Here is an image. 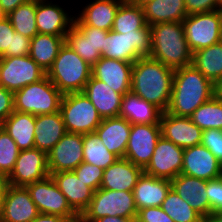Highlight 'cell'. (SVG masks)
<instances>
[{"mask_svg":"<svg viewBox=\"0 0 222 222\" xmlns=\"http://www.w3.org/2000/svg\"><path fill=\"white\" fill-rule=\"evenodd\" d=\"M174 71L151 57L138 58L132 67L131 91L166 112L171 100Z\"/></svg>","mask_w":222,"mask_h":222,"instance_id":"6da1fadb","label":"cell"},{"mask_svg":"<svg viewBox=\"0 0 222 222\" xmlns=\"http://www.w3.org/2000/svg\"><path fill=\"white\" fill-rule=\"evenodd\" d=\"M214 96V83L192 64L175 69L167 113L190 117L204 102Z\"/></svg>","mask_w":222,"mask_h":222,"instance_id":"7a4b0ae2","label":"cell"},{"mask_svg":"<svg viewBox=\"0 0 222 222\" xmlns=\"http://www.w3.org/2000/svg\"><path fill=\"white\" fill-rule=\"evenodd\" d=\"M150 30L149 57L174 70L191 65L193 52L187 44L182 22L157 23Z\"/></svg>","mask_w":222,"mask_h":222,"instance_id":"3957f363","label":"cell"},{"mask_svg":"<svg viewBox=\"0 0 222 222\" xmlns=\"http://www.w3.org/2000/svg\"><path fill=\"white\" fill-rule=\"evenodd\" d=\"M46 75L63 95L77 93L83 91L92 76V66L65 42Z\"/></svg>","mask_w":222,"mask_h":222,"instance_id":"277c9868","label":"cell"},{"mask_svg":"<svg viewBox=\"0 0 222 222\" xmlns=\"http://www.w3.org/2000/svg\"><path fill=\"white\" fill-rule=\"evenodd\" d=\"M14 108L18 112L33 115L53 114L60 111L63 94L45 75L13 93Z\"/></svg>","mask_w":222,"mask_h":222,"instance_id":"5b68a950","label":"cell"},{"mask_svg":"<svg viewBox=\"0 0 222 222\" xmlns=\"http://www.w3.org/2000/svg\"><path fill=\"white\" fill-rule=\"evenodd\" d=\"M137 214L133 192L99 188L80 219L83 222H93L104 216L137 218Z\"/></svg>","mask_w":222,"mask_h":222,"instance_id":"8992f818","label":"cell"},{"mask_svg":"<svg viewBox=\"0 0 222 222\" xmlns=\"http://www.w3.org/2000/svg\"><path fill=\"white\" fill-rule=\"evenodd\" d=\"M60 113L66 131L70 133L95 132L103 120L95 106L82 92L64 94Z\"/></svg>","mask_w":222,"mask_h":222,"instance_id":"52a82bcc","label":"cell"},{"mask_svg":"<svg viewBox=\"0 0 222 222\" xmlns=\"http://www.w3.org/2000/svg\"><path fill=\"white\" fill-rule=\"evenodd\" d=\"M151 54V30L146 25L138 32L120 34L109 31L105 39V53L102 57L134 63L138 58Z\"/></svg>","mask_w":222,"mask_h":222,"instance_id":"ba28073f","label":"cell"},{"mask_svg":"<svg viewBox=\"0 0 222 222\" xmlns=\"http://www.w3.org/2000/svg\"><path fill=\"white\" fill-rule=\"evenodd\" d=\"M182 24L193 53L222 41V11L189 14Z\"/></svg>","mask_w":222,"mask_h":222,"instance_id":"9c48e42d","label":"cell"},{"mask_svg":"<svg viewBox=\"0 0 222 222\" xmlns=\"http://www.w3.org/2000/svg\"><path fill=\"white\" fill-rule=\"evenodd\" d=\"M25 187L39 213L59 215L67 219H80V216L70 207L65 195L57 187L51 176Z\"/></svg>","mask_w":222,"mask_h":222,"instance_id":"30bf717a","label":"cell"},{"mask_svg":"<svg viewBox=\"0 0 222 222\" xmlns=\"http://www.w3.org/2000/svg\"><path fill=\"white\" fill-rule=\"evenodd\" d=\"M45 75L29 55L0 58V86L13 93Z\"/></svg>","mask_w":222,"mask_h":222,"instance_id":"8fae6325","label":"cell"},{"mask_svg":"<svg viewBox=\"0 0 222 222\" xmlns=\"http://www.w3.org/2000/svg\"><path fill=\"white\" fill-rule=\"evenodd\" d=\"M184 149L162 135L157 141L150 162L143 169L153 177L172 180L182 171Z\"/></svg>","mask_w":222,"mask_h":222,"instance_id":"7c38bea8","label":"cell"},{"mask_svg":"<svg viewBox=\"0 0 222 222\" xmlns=\"http://www.w3.org/2000/svg\"><path fill=\"white\" fill-rule=\"evenodd\" d=\"M160 137V124H132L124 158L144 169Z\"/></svg>","mask_w":222,"mask_h":222,"instance_id":"4fadbf2b","label":"cell"},{"mask_svg":"<svg viewBox=\"0 0 222 222\" xmlns=\"http://www.w3.org/2000/svg\"><path fill=\"white\" fill-rule=\"evenodd\" d=\"M50 176L47 154L37 148L20 150L13 172L7 178L12 186H26Z\"/></svg>","mask_w":222,"mask_h":222,"instance_id":"5bb4252c","label":"cell"},{"mask_svg":"<svg viewBox=\"0 0 222 222\" xmlns=\"http://www.w3.org/2000/svg\"><path fill=\"white\" fill-rule=\"evenodd\" d=\"M83 162V134L67 132L47 153L49 173L73 171Z\"/></svg>","mask_w":222,"mask_h":222,"instance_id":"9a60e30c","label":"cell"},{"mask_svg":"<svg viewBox=\"0 0 222 222\" xmlns=\"http://www.w3.org/2000/svg\"><path fill=\"white\" fill-rule=\"evenodd\" d=\"M39 214L26 187L8 185L0 211L1 221L31 222Z\"/></svg>","mask_w":222,"mask_h":222,"instance_id":"2e32d148","label":"cell"},{"mask_svg":"<svg viewBox=\"0 0 222 222\" xmlns=\"http://www.w3.org/2000/svg\"><path fill=\"white\" fill-rule=\"evenodd\" d=\"M181 174L214 180L222 175V164L215 158L212 152L200 145L184 149Z\"/></svg>","mask_w":222,"mask_h":222,"instance_id":"e0dca14e","label":"cell"},{"mask_svg":"<svg viewBox=\"0 0 222 222\" xmlns=\"http://www.w3.org/2000/svg\"><path fill=\"white\" fill-rule=\"evenodd\" d=\"M160 126L161 135L183 149L201 144L203 130L190 117L162 112Z\"/></svg>","mask_w":222,"mask_h":222,"instance_id":"ac0fdd59","label":"cell"},{"mask_svg":"<svg viewBox=\"0 0 222 222\" xmlns=\"http://www.w3.org/2000/svg\"><path fill=\"white\" fill-rule=\"evenodd\" d=\"M53 1L37 0L36 25L38 33L66 37L74 24L75 16ZM73 16V17H72Z\"/></svg>","mask_w":222,"mask_h":222,"instance_id":"d6986e66","label":"cell"},{"mask_svg":"<svg viewBox=\"0 0 222 222\" xmlns=\"http://www.w3.org/2000/svg\"><path fill=\"white\" fill-rule=\"evenodd\" d=\"M133 63L101 57L92 66V77L103 81L113 91L125 95L131 91Z\"/></svg>","mask_w":222,"mask_h":222,"instance_id":"ffe728a7","label":"cell"},{"mask_svg":"<svg viewBox=\"0 0 222 222\" xmlns=\"http://www.w3.org/2000/svg\"><path fill=\"white\" fill-rule=\"evenodd\" d=\"M50 176L65 195L70 207L81 216L90 205L95 191L84 184L74 171L50 173Z\"/></svg>","mask_w":222,"mask_h":222,"instance_id":"44dd1931","label":"cell"},{"mask_svg":"<svg viewBox=\"0 0 222 222\" xmlns=\"http://www.w3.org/2000/svg\"><path fill=\"white\" fill-rule=\"evenodd\" d=\"M171 188L204 219L211 215L207 180L179 174L171 180Z\"/></svg>","mask_w":222,"mask_h":222,"instance_id":"7402d4cb","label":"cell"},{"mask_svg":"<svg viewBox=\"0 0 222 222\" xmlns=\"http://www.w3.org/2000/svg\"><path fill=\"white\" fill-rule=\"evenodd\" d=\"M82 93L92 102L102 119L119 116L123 94L113 91L103 81L91 76Z\"/></svg>","mask_w":222,"mask_h":222,"instance_id":"603a6c76","label":"cell"},{"mask_svg":"<svg viewBox=\"0 0 222 222\" xmlns=\"http://www.w3.org/2000/svg\"><path fill=\"white\" fill-rule=\"evenodd\" d=\"M143 172V168L134 165L128 159L118 158L104 170L100 188L133 192Z\"/></svg>","mask_w":222,"mask_h":222,"instance_id":"cb8c5ba5","label":"cell"},{"mask_svg":"<svg viewBox=\"0 0 222 222\" xmlns=\"http://www.w3.org/2000/svg\"><path fill=\"white\" fill-rule=\"evenodd\" d=\"M132 124L120 116L104 118L95 132L109 152L124 158Z\"/></svg>","mask_w":222,"mask_h":222,"instance_id":"d4e9b609","label":"cell"},{"mask_svg":"<svg viewBox=\"0 0 222 222\" xmlns=\"http://www.w3.org/2000/svg\"><path fill=\"white\" fill-rule=\"evenodd\" d=\"M170 189V180L153 177L143 172L133 190L137 210L161 207Z\"/></svg>","mask_w":222,"mask_h":222,"instance_id":"484cf974","label":"cell"},{"mask_svg":"<svg viewBox=\"0 0 222 222\" xmlns=\"http://www.w3.org/2000/svg\"><path fill=\"white\" fill-rule=\"evenodd\" d=\"M34 133L35 148L47 154L67 133L60 111L35 115Z\"/></svg>","mask_w":222,"mask_h":222,"instance_id":"4316f807","label":"cell"},{"mask_svg":"<svg viewBox=\"0 0 222 222\" xmlns=\"http://www.w3.org/2000/svg\"><path fill=\"white\" fill-rule=\"evenodd\" d=\"M162 111L132 91L123 95L119 116L131 124H160Z\"/></svg>","mask_w":222,"mask_h":222,"instance_id":"83f0119b","label":"cell"},{"mask_svg":"<svg viewBox=\"0 0 222 222\" xmlns=\"http://www.w3.org/2000/svg\"><path fill=\"white\" fill-rule=\"evenodd\" d=\"M125 0H95L86 4L78 19L85 25L111 31L119 6Z\"/></svg>","mask_w":222,"mask_h":222,"instance_id":"f1b7e54d","label":"cell"},{"mask_svg":"<svg viewBox=\"0 0 222 222\" xmlns=\"http://www.w3.org/2000/svg\"><path fill=\"white\" fill-rule=\"evenodd\" d=\"M147 25L183 22L187 17L185 0H152L142 6Z\"/></svg>","mask_w":222,"mask_h":222,"instance_id":"f546056e","label":"cell"},{"mask_svg":"<svg viewBox=\"0 0 222 222\" xmlns=\"http://www.w3.org/2000/svg\"><path fill=\"white\" fill-rule=\"evenodd\" d=\"M1 126L20 150L35 148V115L14 110Z\"/></svg>","mask_w":222,"mask_h":222,"instance_id":"4dcf8cb0","label":"cell"},{"mask_svg":"<svg viewBox=\"0 0 222 222\" xmlns=\"http://www.w3.org/2000/svg\"><path fill=\"white\" fill-rule=\"evenodd\" d=\"M65 38L38 33L31 39L29 56L45 73L52 67Z\"/></svg>","mask_w":222,"mask_h":222,"instance_id":"1f68e13d","label":"cell"},{"mask_svg":"<svg viewBox=\"0 0 222 222\" xmlns=\"http://www.w3.org/2000/svg\"><path fill=\"white\" fill-rule=\"evenodd\" d=\"M191 64L215 83L222 77V41L195 51Z\"/></svg>","mask_w":222,"mask_h":222,"instance_id":"d6a6232c","label":"cell"},{"mask_svg":"<svg viewBox=\"0 0 222 222\" xmlns=\"http://www.w3.org/2000/svg\"><path fill=\"white\" fill-rule=\"evenodd\" d=\"M147 25L143 8L128 3L126 0L119 6L112 31L120 34L138 32Z\"/></svg>","mask_w":222,"mask_h":222,"instance_id":"836d02e7","label":"cell"},{"mask_svg":"<svg viewBox=\"0 0 222 222\" xmlns=\"http://www.w3.org/2000/svg\"><path fill=\"white\" fill-rule=\"evenodd\" d=\"M117 159L115 154L108 151L96 132L83 134V162L105 170Z\"/></svg>","mask_w":222,"mask_h":222,"instance_id":"e575fe53","label":"cell"},{"mask_svg":"<svg viewBox=\"0 0 222 222\" xmlns=\"http://www.w3.org/2000/svg\"><path fill=\"white\" fill-rule=\"evenodd\" d=\"M37 0H29L19 5L14 11L10 12L6 17L12 24L15 32L32 39L38 34L36 25Z\"/></svg>","mask_w":222,"mask_h":222,"instance_id":"d590c367","label":"cell"},{"mask_svg":"<svg viewBox=\"0 0 222 222\" xmlns=\"http://www.w3.org/2000/svg\"><path fill=\"white\" fill-rule=\"evenodd\" d=\"M190 119L203 131L208 129L222 130V101L213 96L199 106Z\"/></svg>","mask_w":222,"mask_h":222,"instance_id":"8d00e7d4","label":"cell"},{"mask_svg":"<svg viewBox=\"0 0 222 222\" xmlns=\"http://www.w3.org/2000/svg\"><path fill=\"white\" fill-rule=\"evenodd\" d=\"M161 208L174 220V222H201L204 219L172 188L162 202Z\"/></svg>","mask_w":222,"mask_h":222,"instance_id":"74e56055","label":"cell"},{"mask_svg":"<svg viewBox=\"0 0 222 222\" xmlns=\"http://www.w3.org/2000/svg\"><path fill=\"white\" fill-rule=\"evenodd\" d=\"M65 42L90 66H93L102 57L101 53L95 50L90 39L86 38L74 24L67 33Z\"/></svg>","mask_w":222,"mask_h":222,"instance_id":"f35d334b","label":"cell"},{"mask_svg":"<svg viewBox=\"0 0 222 222\" xmlns=\"http://www.w3.org/2000/svg\"><path fill=\"white\" fill-rule=\"evenodd\" d=\"M20 149L0 125V174L9 177L13 172Z\"/></svg>","mask_w":222,"mask_h":222,"instance_id":"ab89813d","label":"cell"},{"mask_svg":"<svg viewBox=\"0 0 222 222\" xmlns=\"http://www.w3.org/2000/svg\"><path fill=\"white\" fill-rule=\"evenodd\" d=\"M73 171L84 184L92 188L94 191L100 188L104 169H101L96 165L82 162Z\"/></svg>","mask_w":222,"mask_h":222,"instance_id":"60d3db41","label":"cell"},{"mask_svg":"<svg viewBox=\"0 0 222 222\" xmlns=\"http://www.w3.org/2000/svg\"><path fill=\"white\" fill-rule=\"evenodd\" d=\"M75 17L76 18L74 19V25L86 38L90 39L91 44L93 45L95 50H98L101 55H103L105 53V39L109 31L85 25L77 18V16Z\"/></svg>","mask_w":222,"mask_h":222,"instance_id":"b9f144b4","label":"cell"},{"mask_svg":"<svg viewBox=\"0 0 222 222\" xmlns=\"http://www.w3.org/2000/svg\"><path fill=\"white\" fill-rule=\"evenodd\" d=\"M201 145L208 148L222 164V130L208 129L203 131Z\"/></svg>","mask_w":222,"mask_h":222,"instance_id":"7bdbcfd3","label":"cell"},{"mask_svg":"<svg viewBox=\"0 0 222 222\" xmlns=\"http://www.w3.org/2000/svg\"><path fill=\"white\" fill-rule=\"evenodd\" d=\"M206 193L212 214H222V177L207 181Z\"/></svg>","mask_w":222,"mask_h":222,"instance_id":"ee69618b","label":"cell"},{"mask_svg":"<svg viewBox=\"0 0 222 222\" xmlns=\"http://www.w3.org/2000/svg\"><path fill=\"white\" fill-rule=\"evenodd\" d=\"M15 30L9 19L0 20V58L11 57V42Z\"/></svg>","mask_w":222,"mask_h":222,"instance_id":"f6af8a7d","label":"cell"},{"mask_svg":"<svg viewBox=\"0 0 222 222\" xmlns=\"http://www.w3.org/2000/svg\"><path fill=\"white\" fill-rule=\"evenodd\" d=\"M136 222H174L161 207H147L140 209Z\"/></svg>","mask_w":222,"mask_h":222,"instance_id":"bcb514c9","label":"cell"},{"mask_svg":"<svg viewBox=\"0 0 222 222\" xmlns=\"http://www.w3.org/2000/svg\"><path fill=\"white\" fill-rule=\"evenodd\" d=\"M14 95L0 86V125L14 112Z\"/></svg>","mask_w":222,"mask_h":222,"instance_id":"7dc6e473","label":"cell"},{"mask_svg":"<svg viewBox=\"0 0 222 222\" xmlns=\"http://www.w3.org/2000/svg\"><path fill=\"white\" fill-rule=\"evenodd\" d=\"M31 47V39L15 32L11 42V57H19L29 55Z\"/></svg>","mask_w":222,"mask_h":222,"instance_id":"c3c4849f","label":"cell"},{"mask_svg":"<svg viewBox=\"0 0 222 222\" xmlns=\"http://www.w3.org/2000/svg\"><path fill=\"white\" fill-rule=\"evenodd\" d=\"M185 6L188 15L218 10L217 0H185Z\"/></svg>","mask_w":222,"mask_h":222,"instance_id":"681fc988","label":"cell"},{"mask_svg":"<svg viewBox=\"0 0 222 222\" xmlns=\"http://www.w3.org/2000/svg\"><path fill=\"white\" fill-rule=\"evenodd\" d=\"M79 219H67L59 215L42 214L40 213L31 222H74Z\"/></svg>","mask_w":222,"mask_h":222,"instance_id":"f907efd6","label":"cell"},{"mask_svg":"<svg viewBox=\"0 0 222 222\" xmlns=\"http://www.w3.org/2000/svg\"><path fill=\"white\" fill-rule=\"evenodd\" d=\"M29 0H0V6L2 11L6 14V16L14 11L19 5H22Z\"/></svg>","mask_w":222,"mask_h":222,"instance_id":"816d5d0a","label":"cell"},{"mask_svg":"<svg viewBox=\"0 0 222 222\" xmlns=\"http://www.w3.org/2000/svg\"><path fill=\"white\" fill-rule=\"evenodd\" d=\"M93 222H136V218H125L118 216H104Z\"/></svg>","mask_w":222,"mask_h":222,"instance_id":"f5cc1de1","label":"cell"},{"mask_svg":"<svg viewBox=\"0 0 222 222\" xmlns=\"http://www.w3.org/2000/svg\"><path fill=\"white\" fill-rule=\"evenodd\" d=\"M8 185H9V183H8L7 177L0 174V211H1V208L3 205L4 196H5V192H6Z\"/></svg>","mask_w":222,"mask_h":222,"instance_id":"db71d44e","label":"cell"},{"mask_svg":"<svg viewBox=\"0 0 222 222\" xmlns=\"http://www.w3.org/2000/svg\"><path fill=\"white\" fill-rule=\"evenodd\" d=\"M214 96L222 101V77L214 83Z\"/></svg>","mask_w":222,"mask_h":222,"instance_id":"11a10c76","label":"cell"},{"mask_svg":"<svg viewBox=\"0 0 222 222\" xmlns=\"http://www.w3.org/2000/svg\"><path fill=\"white\" fill-rule=\"evenodd\" d=\"M206 222H222V214H212L205 218Z\"/></svg>","mask_w":222,"mask_h":222,"instance_id":"9f6ffc18","label":"cell"},{"mask_svg":"<svg viewBox=\"0 0 222 222\" xmlns=\"http://www.w3.org/2000/svg\"><path fill=\"white\" fill-rule=\"evenodd\" d=\"M128 3L133 4V5H137V6H143L145 5L147 2L152 1V0H126Z\"/></svg>","mask_w":222,"mask_h":222,"instance_id":"6f0895ef","label":"cell"},{"mask_svg":"<svg viewBox=\"0 0 222 222\" xmlns=\"http://www.w3.org/2000/svg\"><path fill=\"white\" fill-rule=\"evenodd\" d=\"M217 8L219 11H222V0H217Z\"/></svg>","mask_w":222,"mask_h":222,"instance_id":"680465c9","label":"cell"},{"mask_svg":"<svg viewBox=\"0 0 222 222\" xmlns=\"http://www.w3.org/2000/svg\"><path fill=\"white\" fill-rule=\"evenodd\" d=\"M6 17V14L2 11V8L0 6V20H3Z\"/></svg>","mask_w":222,"mask_h":222,"instance_id":"91938a15","label":"cell"},{"mask_svg":"<svg viewBox=\"0 0 222 222\" xmlns=\"http://www.w3.org/2000/svg\"><path fill=\"white\" fill-rule=\"evenodd\" d=\"M74 222H83L81 219L77 220V221H74Z\"/></svg>","mask_w":222,"mask_h":222,"instance_id":"94428289","label":"cell"}]
</instances>
